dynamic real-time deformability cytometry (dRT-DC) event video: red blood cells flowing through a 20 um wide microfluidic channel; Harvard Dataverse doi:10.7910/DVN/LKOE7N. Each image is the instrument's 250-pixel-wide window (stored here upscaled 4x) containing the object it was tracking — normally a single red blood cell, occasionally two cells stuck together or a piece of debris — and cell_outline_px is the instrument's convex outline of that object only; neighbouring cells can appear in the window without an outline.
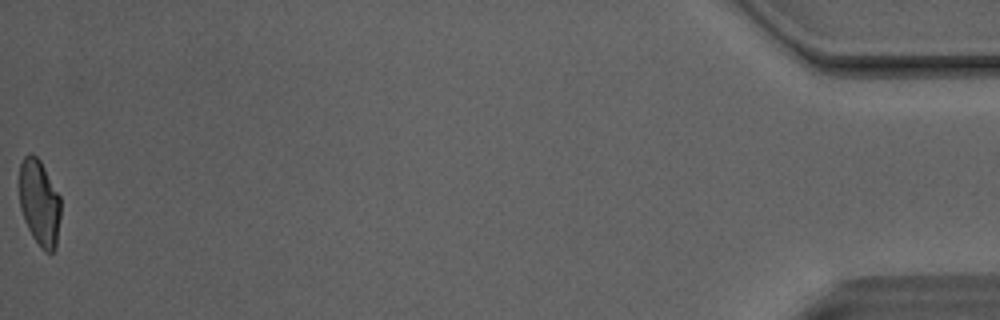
{"species": "Egyptian fruit bat (a non-hibernating species)", "species_latin": "Rousettus aegyptiacus", "temperature_condition": "room temperature", "stored_images_in_passage": 40, "camera_frame_rate_fps": 3000, "um_per_image_px": 0.085, "animal": {"sex": "male"}, "frame": {"image": 1, "passage_image": 40, "time_ms": 13.0, "image_size_px": [1000, 320], "cell_outline_px": [[60, 216], [56, 248], [52, 252], [44, 252], [32, 236], [24, 220], [20, 208], [20, 164], [24, 156], [32, 152], [40, 160], [60, 196]], "centroid_in_image_um": [3.35, 17.24], "position_along_channel_um": 431.8, "area_um2": 20.75}, "authors_computed_cell_mechanics": {"area_um2": 21.9062, "velocity_mm_per_s": 4.1173, "shape_relaxation_time_tau1_ms": 7.8608, "shape_relaxation_time_tau2_ms": 1.246, "deformation_change_tau1": 0.2257, "deformation_change_tau2": 0.0755}}